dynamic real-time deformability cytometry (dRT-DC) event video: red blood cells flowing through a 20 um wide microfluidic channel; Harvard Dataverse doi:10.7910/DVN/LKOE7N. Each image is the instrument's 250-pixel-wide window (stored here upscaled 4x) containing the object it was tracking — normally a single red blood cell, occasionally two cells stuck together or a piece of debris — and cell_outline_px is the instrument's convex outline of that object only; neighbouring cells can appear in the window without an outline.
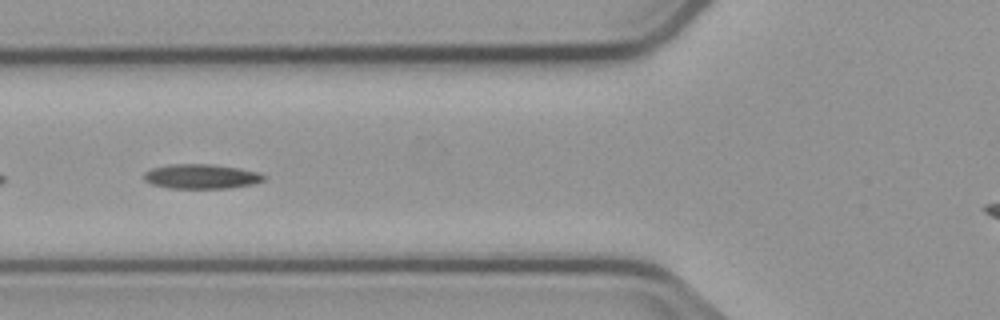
{"species": "common noctule bat (a hibernating species)", "species_latin": "Nyctalus noctula", "temperature_condition": "cold", "stored_images_in_passage": 6, "camera_frame_rate_fps": 3000, "um_per_image_px": 0.085, "animal": {"sex": "male", "body_mass_g": 23.1, "forearm_length_mm": 52.7}, "frame": {"image": 1, "passage_image": 4, "time_ms": 4.333, "image_size_px": [1000, 320], "cell_outline_px": [[268, 176], [264, 180], [256, 184], [228, 188], [168, 188], [152, 184], [144, 180], [144, 172], [152, 168], [176, 164], [208, 164], [240, 168], [256, 172]], "centroid_in_image_um": [17.14, 15.0], "position_along_channel_um": 108.7, "area_um2": 17.17}}
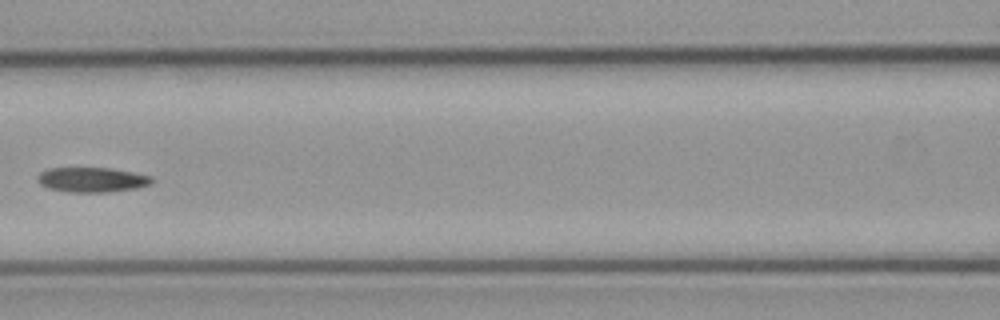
{"frame": {"image": 2, "passage_image": 5, "time_ms": 5.667, "image_size_px": [1000, 320], "cell_outline_px": [[156, 180], [152, 184], [136, 188], [104, 192], [72, 192], [48, 188], [40, 184], [36, 180], [36, 176], [40, 172], [48, 168], [112, 168], [152, 176]], "centroid_in_image_um": [7.83, 15.27], "position_along_channel_um": 158.8, "area_um2": 16.65}}
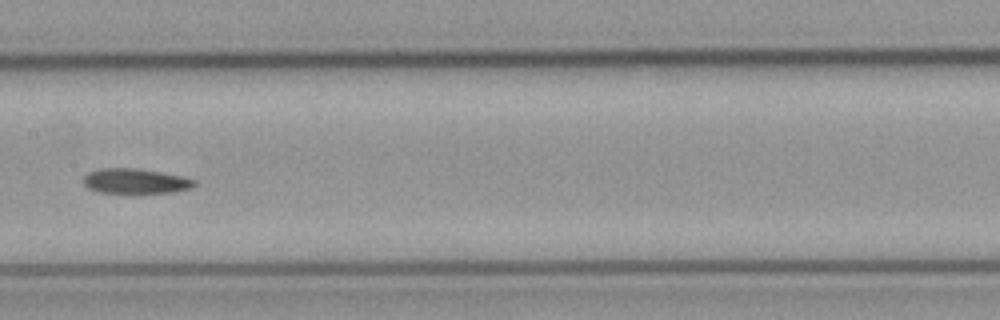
{"frame": {"image": 3, "passage_image": 6, "time_ms": 6.667, "image_size_px": [1000, 320], "cell_outline_px": [[196, 184], [192, 188], [172, 192], [96, 192], [88, 188], [84, 184], [84, 176], [88, 172], [100, 168], [136, 168], [184, 176], [196, 180]], "centroid_in_image_um": [11.52, 15.38], "position_along_channel_um": 195.9, "area_um2": 16.07}}